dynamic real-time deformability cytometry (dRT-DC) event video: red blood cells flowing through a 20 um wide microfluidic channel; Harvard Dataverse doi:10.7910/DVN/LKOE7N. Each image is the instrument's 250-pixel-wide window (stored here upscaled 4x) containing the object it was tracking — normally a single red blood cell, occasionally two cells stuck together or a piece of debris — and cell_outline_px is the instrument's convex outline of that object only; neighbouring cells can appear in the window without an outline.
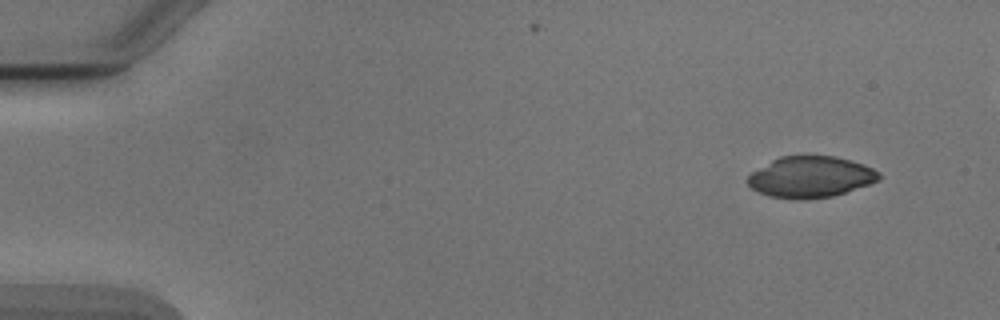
{"species": "Egyptian fruit bat (a non-hibernating species)", "species_latin": "Rousettus aegyptiacus", "temperature_condition": "cold", "stored_images_in_passage": 3, "camera_frame_rate_fps": 3000, "um_per_image_px": 0.085, "animal": {"sex": "male"}, "frame": {"image": 1, "passage_image": 1, "time_ms": 0.0, "image_size_px": [1000, 320], "cell_outline_px": [[880, 180], [832, 196], [804, 200], [768, 196], [752, 188], [748, 184], [748, 176], [752, 172], [772, 160], [780, 156], [836, 156], [864, 164], [880, 172]], "centroid_in_image_um": [68.91, 15.04], "position_along_channel_um": 16.1, "area_um2": 31.27}}